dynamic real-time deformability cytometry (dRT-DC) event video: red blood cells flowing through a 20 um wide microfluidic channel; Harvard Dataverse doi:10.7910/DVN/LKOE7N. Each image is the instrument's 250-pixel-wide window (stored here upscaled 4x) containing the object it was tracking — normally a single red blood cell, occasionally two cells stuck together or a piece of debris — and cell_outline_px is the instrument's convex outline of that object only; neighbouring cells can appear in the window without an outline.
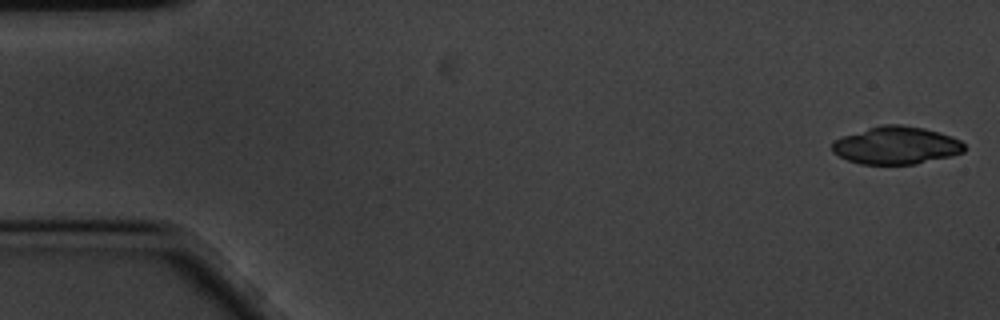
{"species": "common noctule bat (a hibernating species)", "species_latin": "Nyctalus noctula", "temperature_condition": "cold", "stored_images_in_passage": 32, "camera_frame_rate_fps": 3000, "um_per_image_px": 0.085, "animal": {"sex": "male", "body_mass_g": 20.1, "forearm_length_mm": 53.5}, "frame": {"image": 1, "passage_image": 1, "time_ms": 0.0, "image_size_px": [1000, 320], "cell_outline_px": [[964, 152], [952, 156], [916, 164], [860, 164], [848, 160], [832, 152], [832, 140], [868, 128], [884, 124], [900, 124], [924, 128], [940, 132], [952, 136], [960, 140], [964, 144]], "centroid_in_image_um": [76.2, 12.36], "position_along_channel_um": 8.8, "area_um2": 29.07}}